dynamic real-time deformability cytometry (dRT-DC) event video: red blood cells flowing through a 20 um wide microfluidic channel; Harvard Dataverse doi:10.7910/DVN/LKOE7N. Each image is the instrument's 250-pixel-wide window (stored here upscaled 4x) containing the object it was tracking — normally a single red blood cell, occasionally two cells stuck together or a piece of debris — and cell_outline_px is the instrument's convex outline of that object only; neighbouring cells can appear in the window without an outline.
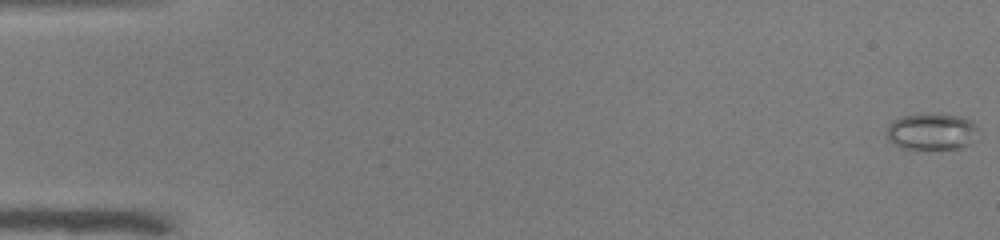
{"species": "common noctule bat (a hibernating species)", "species_latin": "Nyctalus noctula", "temperature_condition": "warm", "stored_images_in_passage": 52, "camera_frame_rate_fps": 3000, "um_per_image_px": 0.085, "animal": {"sex": "male", "body_mass_g": 19.0, "forearm_length_mm": 50.8}, "frame": {"image": 1, "passage_image": 1, "time_ms": 0.0, "image_size_px": [1000, 240], "cell_outline_px": [[980, 140], [964, 148], [916, 152], [900, 148], [892, 144], [888, 140], [888, 124], [892, 120], [900, 116], [920, 112], [928, 112], [960, 116], [972, 120], [980, 128]], "centroid_in_image_um": [79.26, 11.22], "position_along_channel_um": 5.7, "area_um2": 21.5}}
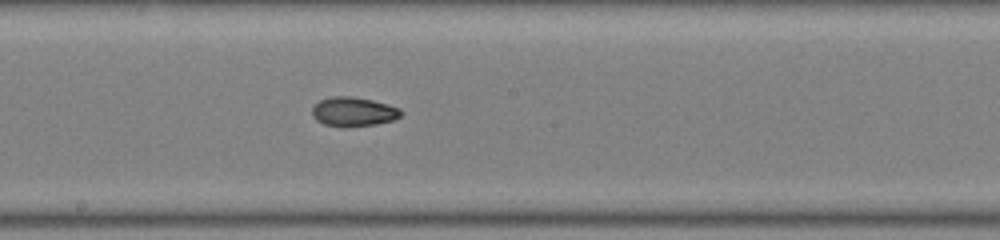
{"frame": {"image": 2, "passage_image": 29, "time_ms": 9.333, "image_size_px": [1000, 240], "cell_outline_px": [[404, 112], [400, 116], [392, 120], [376, 124], [324, 124], [316, 120], [312, 116], [312, 108], [320, 100], [332, 96], [352, 96], [372, 100], [388, 104], [400, 108]], "centroid_in_image_um": [30.07, 9.44], "position_along_channel_um": 218.1, "area_um2": 14.57}}
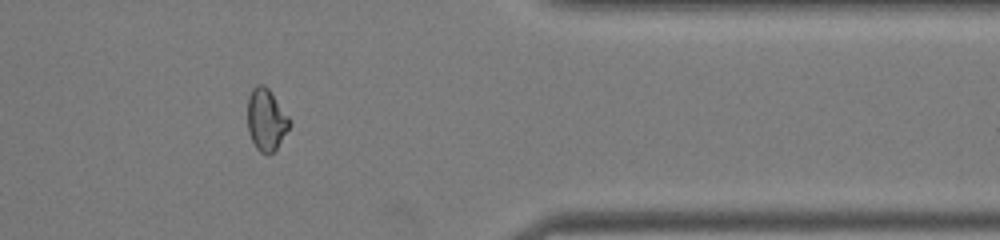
{"frame": {"image": 3, "passage_image": 43, "time_ms": 14.0, "image_size_px": [1000, 240], "cell_outline_px": [[292, 120], [288, 128], [276, 148], [268, 156], [260, 152], [256, 148], [248, 132], [248, 96], [252, 88], [256, 84], [264, 84], [268, 88]], "centroid_in_image_um": [22.62, 10.16], "position_along_channel_um": 388.8, "area_um2": 15.14}, "authors_computed_cell_mechanics": {"area_um2": 16.0684, "velocity_mm_per_s": 3.9976, "shape_relaxation_time_tau1_ms": null, "shape_relaxation_time_tau2_ms": 3.6185, "deformation_change_tau1": null, "deformation_change_tau2": 0.0736}}